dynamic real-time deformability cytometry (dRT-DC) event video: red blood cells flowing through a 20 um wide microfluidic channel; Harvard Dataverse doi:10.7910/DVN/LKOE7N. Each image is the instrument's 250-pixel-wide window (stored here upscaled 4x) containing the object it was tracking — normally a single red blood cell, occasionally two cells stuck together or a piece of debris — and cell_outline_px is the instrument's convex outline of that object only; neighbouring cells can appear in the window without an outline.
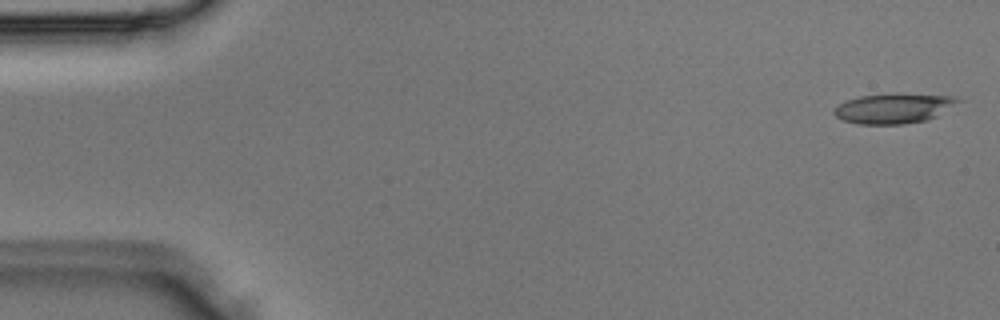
{"species": "Egyptian fruit bat (a non-hibernating species)", "species_latin": "Rousettus aegyptiacus", "temperature_condition": "room temperature", "stored_images_in_passage": 4, "camera_frame_rate_fps": 3000, "um_per_image_px": 0.085, "animal": {"sex": "male"}, "frame": {"image": 1, "passage_image": 1, "time_ms": 0.0, "image_size_px": [1000, 320], "cell_outline_px": [[964, 100], [936, 116], [928, 120], [904, 124], [856, 124], [844, 120], [836, 116], [832, 112], [832, 108], [848, 100], [860, 96], [896, 92], [956, 96]], "centroid_in_image_um": [76.01, 9.19], "position_along_channel_um": 9.0, "area_um2": 22.14}}